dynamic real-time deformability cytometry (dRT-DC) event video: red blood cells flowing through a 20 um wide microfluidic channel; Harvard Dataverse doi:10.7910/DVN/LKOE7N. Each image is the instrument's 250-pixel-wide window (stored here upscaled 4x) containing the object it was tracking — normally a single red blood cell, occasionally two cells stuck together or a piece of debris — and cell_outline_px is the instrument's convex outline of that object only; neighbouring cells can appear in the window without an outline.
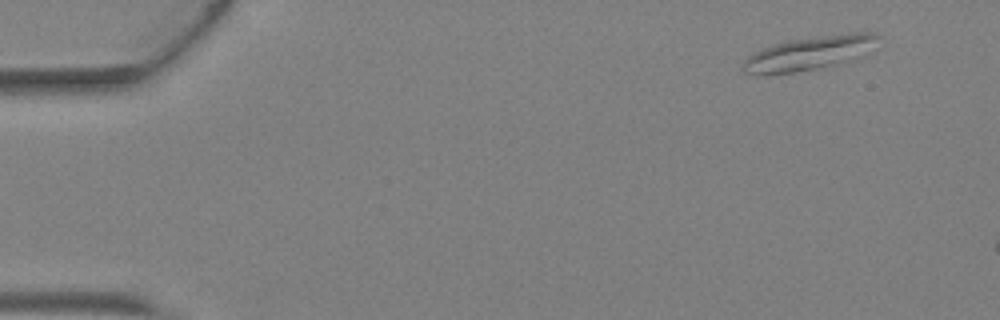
{"species": "Egyptian fruit bat (a non-hibernating species)", "species_latin": "Rousettus aegyptiacus", "temperature_condition": "warm", "stored_images_in_passage": 3, "camera_frame_rate_fps": 3000, "um_per_image_px": 0.085, "animal": {"sex": "female"}, "frame": {"image": 1, "passage_image": 1, "time_ms": 0.0, "image_size_px": [1000, 320], "cell_outline_px": [[880, 36], [856, 60], [828, 68], [796, 72], [760, 76], [756, 76], [740, 72], [744, 60], [752, 52], [788, 40], [848, 32], [876, 32]], "centroid_in_image_um": [68.72, 4.56], "position_along_channel_um": 16.3, "area_um2": 27.28}}